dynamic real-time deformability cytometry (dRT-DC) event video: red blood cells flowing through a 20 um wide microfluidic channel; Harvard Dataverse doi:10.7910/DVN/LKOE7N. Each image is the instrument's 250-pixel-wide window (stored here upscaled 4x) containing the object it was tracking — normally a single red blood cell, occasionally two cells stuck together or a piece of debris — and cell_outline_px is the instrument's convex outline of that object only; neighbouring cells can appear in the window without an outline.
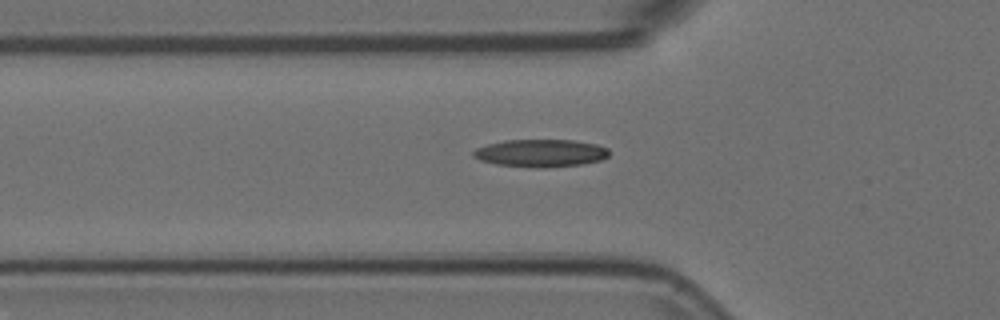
{"species": "Egyptian fruit bat (a non-hibernating species)", "species_latin": "Rousettus aegyptiacus", "temperature_condition": "room temperature", "stored_images_in_passage": 6, "camera_frame_rate_fps": 3000, "um_per_image_px": 0.085, "animal": {"sex": "female"}, "frame": {"image": 1, "passage_image": 5, "time_ms": 1.333, "image_size_px": [1000, 320], "cell_outline_px": [[608, 156], [600, 160], [580, 164], [544, 168], [540, 168], [496, 164], [480, 160], [472, 156], [472, 152], [476, 148], [488, 144], [504, 140], [572, 140], [596, 144], [608, 148]], "centroid_in_image_um": [45.93, 13.01], "position_along_channel_um": 79.9, "area_um2": 21.73}}
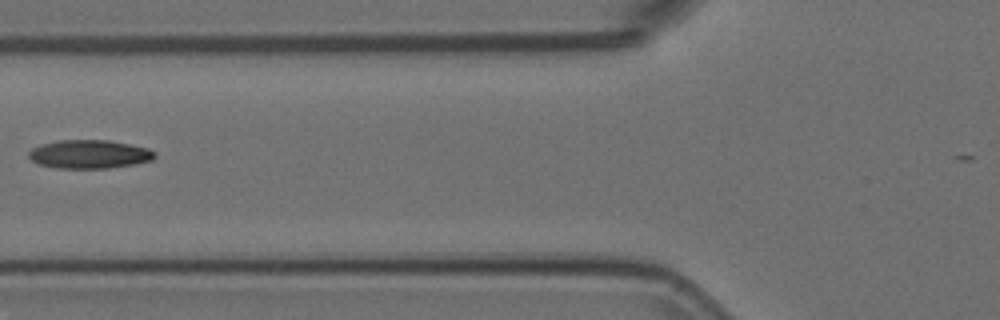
{"frame": {"image": 2, "passage_image": 6, "time_ms": 1.667, "image_size_px": [1000, 320], "cell_outline_px": [[156, 156], [152, 160], [132, 164], [108, 168], [56, 168], [40, 164], [32, 160], [28, 156], [28, 152], [32, 148], [40, 144], [56, 140], [108, 140], [148, 148], [156, 152]], "centroid_in_image_um": [7.57, 13.1], "position_along_channel_um": 118.2, "area_um2": 20.92}}